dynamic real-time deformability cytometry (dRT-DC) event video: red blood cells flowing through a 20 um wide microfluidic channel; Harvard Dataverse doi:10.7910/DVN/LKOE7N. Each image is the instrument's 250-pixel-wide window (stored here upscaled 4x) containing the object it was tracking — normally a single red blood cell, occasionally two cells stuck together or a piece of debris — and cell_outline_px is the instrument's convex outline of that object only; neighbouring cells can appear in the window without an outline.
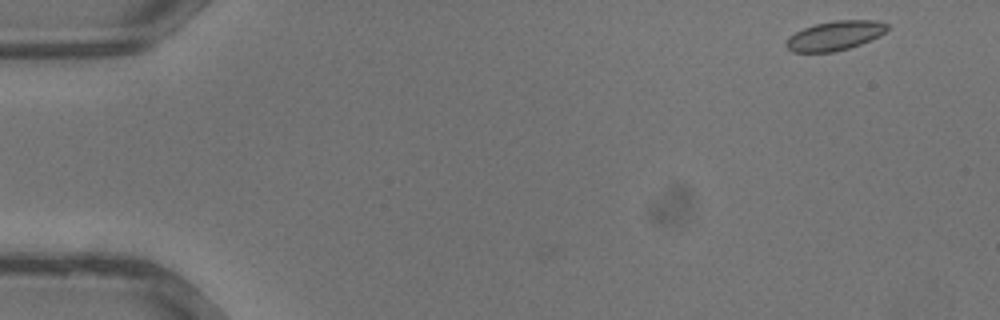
{"species": "common noctule bat (a hibernating species)", "species_latin": "Nyctalus noctula", "temperature_condition": "warm", "stored_images_in_passage": 10, "camera_frame_rate_fps": 3000, "um_per_image_px": 0.085, "animal": {"sex": "male", "body_mass_g": 13.3}, "frame": {"image": 1, "passage_image": 1, "time_ms": 0.0, "image_size_px": [1000, 320], "cell_outline_px": [[888, 28], [880, 36], [860, 44], [848, 48], [832, 52], [792, 52], [784, 44], [788, 36], [804, 28], [816, 24], [836, 20], [876, 20], [888, 24]], "centroid_in_image_um": [70.95, 3.03], "position_along_channel_um": 14.0, "area_um2": 17.22}}
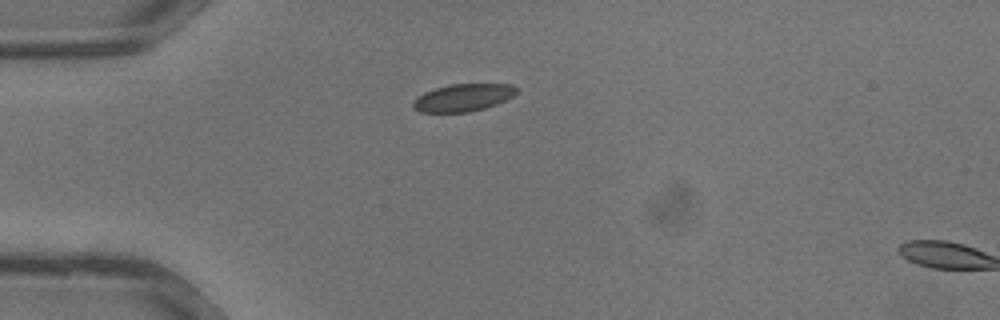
{"frame": {"image": 2, "passage_image": 8, "time_ms": 2.333, "image_size_px": [1000, 320], "cell_outline_px": [[520, 88], [512, 96], [496, 104], [484, 108], [468, 112], [420, 112], [412, 108], [412, 100], [416, 96], [424, 92], [436, 88], [452, 84], [512, 84]], "centroid_in_image_um": [39.33, 8.29], "position_along_channel_um": 45.7, "area_um2": 16.59}}